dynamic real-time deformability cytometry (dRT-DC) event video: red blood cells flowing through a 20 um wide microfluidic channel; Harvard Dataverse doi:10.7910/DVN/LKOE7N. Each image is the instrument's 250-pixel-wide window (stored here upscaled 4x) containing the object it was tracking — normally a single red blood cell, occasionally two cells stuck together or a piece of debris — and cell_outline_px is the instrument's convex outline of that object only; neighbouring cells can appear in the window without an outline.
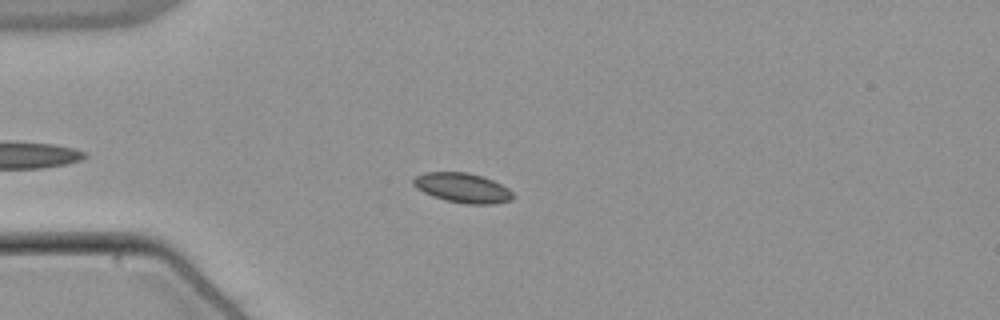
{"species": "common noctule bat (a hibernating species)", "species_latin": "Nyctalus noctula", "temperature_condition": "warm", "stored_images_in_passage": 40, "camera_frame_rate_fps": 3000, "um_per_image_px": 0.085, "animal": {"sex": "male", "body_mass_g": 21.5, "forearm_length_mm": 52.0}, "frame": {"image": 1, "passage_image": 9, "time_ms": 2.667, "image_size_px": [1000, 320], "cell_outline_px": [[512, 200], [496, 204], [464, 204], [444, 200], [432, 196], [416, 188], [412, 184], [412, 180], [416, 176], [428, 172], [468, 172], [484, 176], [508, 188], [512, 192]], "centroid_in_image_um": [39.31, 15.97], "position_along_channel_um": 45.7, "area_um2": 17.34}}
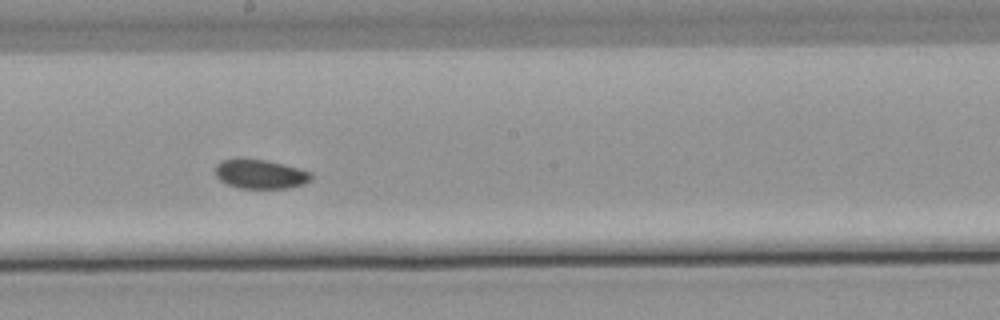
{"frame": {"image": 2, "passage_image": 25, "time_ms": 8.0, "image_size_px": [1000, 320], "cell_outline_px": [[312, 180], [304, 184], [288, 188], [240, 188], [228, 184], [220, 180], [216, 176], [216, 164], [220, 160], [240, 156], [264, 160], [284, 164], [300, 168], [312, 172]], "centroid_in_image_um": [22.12, 14.76], "position_along_channel_um": 226.1, "area_um2": 16.76}}
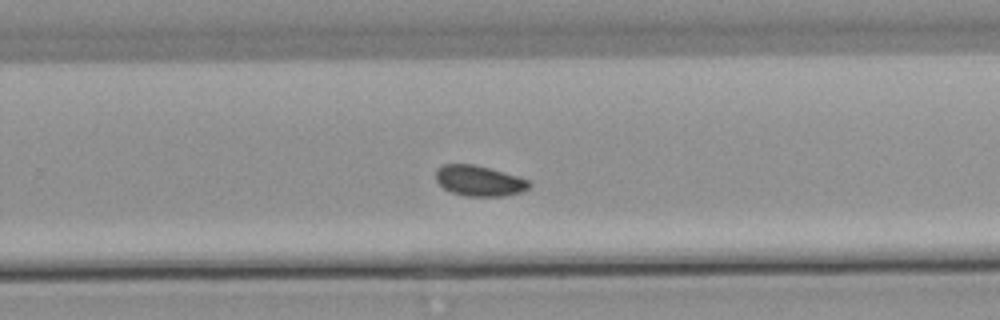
{"frame": {"image": 3, "passage_image": 30, "time_ms": 9.667, "image_size_px": [1000, 320], "cell_outline_px": [[532, 184], [528, 188], [520, 192], [504, 196], [464, 196], [452, 192], [444, 188], [436, 180], [436, 168], [444, 164], [476, 164], [516, 176], [528, 180]], "centroid_in_image_um": [40.71, 15.36], "position_along_channel_um": 289.1, "area_um2": 16.53}}